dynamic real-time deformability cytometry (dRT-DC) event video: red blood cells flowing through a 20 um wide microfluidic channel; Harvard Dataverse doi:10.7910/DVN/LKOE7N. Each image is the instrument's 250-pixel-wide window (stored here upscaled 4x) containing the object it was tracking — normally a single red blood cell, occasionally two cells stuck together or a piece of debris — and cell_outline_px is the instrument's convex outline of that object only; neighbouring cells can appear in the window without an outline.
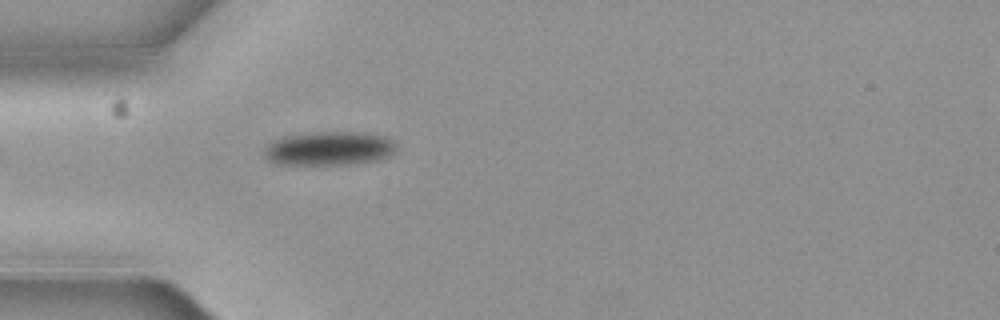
{"species": "common noctule bat (a hibernating species)", "species_latin": "Nyctalus noctula", "temperature_condition": "cold", "stored_images_in_passage": 5, "camera_frame_rate_fps": 3000, "um_per_image_px": 0.085, "animal": {"sex": "female", "body_mass_g": 19.3, "forearm_length_mm": 54.1}, "frame": {"image": 1, "passage_image": 5, "time_ms": 1.333, "image_size_px": [1000, 320], "cell_outline_px": [[400, 148], [388, 156], [380, 160], [348, 164], [276, 164], [268, 160], [264, 156], [264, 148], [272, 140], [284, 136], [312, 132], [368, 132], [388, 136]], "centroid_in_image_um": [28.02, 12.6], "position_along_channel_um": 57.0, "area_um2": 26.53}}